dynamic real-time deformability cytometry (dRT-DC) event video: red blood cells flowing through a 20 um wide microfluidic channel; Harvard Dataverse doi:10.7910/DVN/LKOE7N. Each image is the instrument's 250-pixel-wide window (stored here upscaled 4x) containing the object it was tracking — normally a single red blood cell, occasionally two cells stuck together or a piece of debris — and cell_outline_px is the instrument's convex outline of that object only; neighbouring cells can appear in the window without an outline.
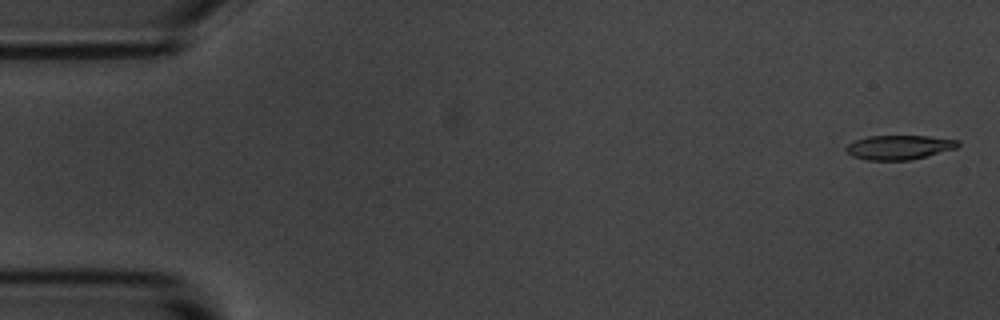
{"species": "common noctule bat (a hibernating species)", "species_latin": "Nyctalus noctula", "temperature_condition": "room temperature", "stored_images_in_passage": 4, "camera_frame_rate_fps": 3000, "um_per_image_px": 0.085, "animal": {"sex": "male", "body_mass_g": 20.1, "forearm_length_mm": 53.5}, "frame": {"image": 1, "passage_image": 1, "time_ms": 0.0, "image_size_px": [1000, 320], "cell_outline_px": [[960, 144], [956, 148], [908, 160], [868, 160], [852, 156], [844, 148], [848, 144], [856, 140], [868, 136], [928, 136], [960, 140]], "centroid_in_image_um": [76.41, 12.51], "position_along_channel_um": 8.6, "area_um2": 15.66}}